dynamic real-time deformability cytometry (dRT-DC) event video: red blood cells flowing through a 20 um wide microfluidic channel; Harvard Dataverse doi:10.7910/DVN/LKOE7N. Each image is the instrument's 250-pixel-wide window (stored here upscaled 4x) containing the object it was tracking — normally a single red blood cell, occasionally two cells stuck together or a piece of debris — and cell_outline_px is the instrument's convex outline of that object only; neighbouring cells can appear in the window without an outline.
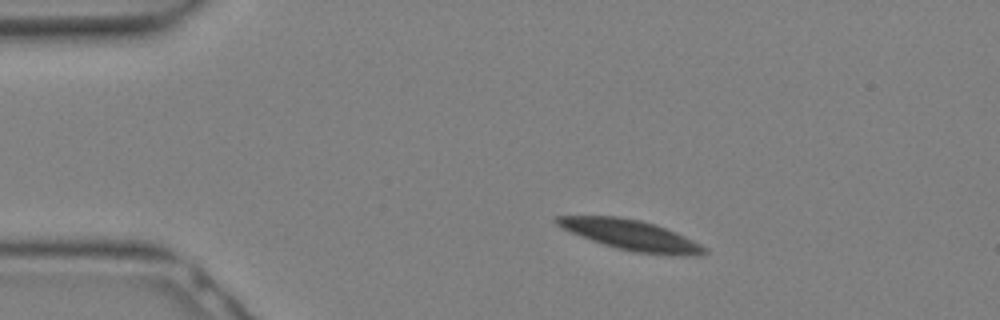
{"species": "Egyptian fruit bat (a non-hibernating species)", "species_latin": "Rousettus aegyptiacus", "temperature_condition": "warm", "stored_images_in_passage": 16, "camera_frame_rate_fps": 3000, "um_per_image_px": 0.085, "animal": {"sex": "female"}, "frame": {"image": 1, "passage_image": 1, "time_ms": 0.0, "image_size_px": [1000, 320], "cell_outline_px": [[708, 252], [700, 256], [672, 256], [632, 252], [616, 248], [592, 240], [572, 232], [556, 224], [552, 220], [556, 216], [616, 216], [640, 220], [664, 228], [684, 236], [708, 248]], "centroid_in_image_um": [53.68, 20.01], "position_along_channel_um": 31.3, "area_um2": 25.89}}
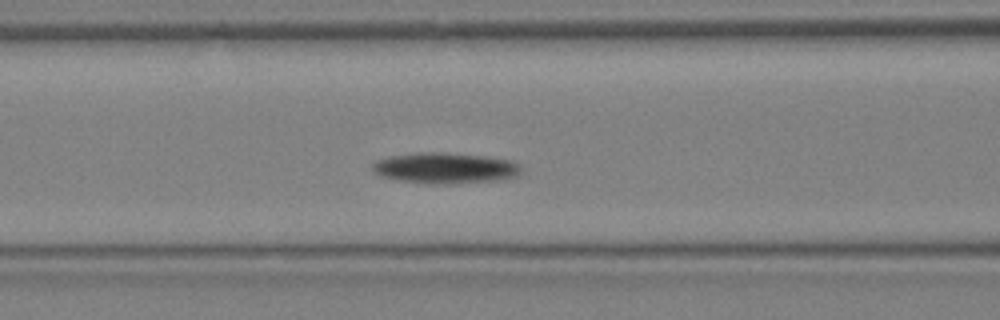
{"frame": {"image": 2, "passage_image": 8, "time_ms": 2.333, "image_size_px": [1000, 320], "cell_outline_px": [[520, 176], [504, 180], [448, 184], [432, 184], [396, 180], [380, 176], [372, 172], [372, 164], [376, 160], [388, 156], [416, 152], [444, 152], [488, 156], [512, 160], [520, 164]], "centroid_in_image_um": [37.85, 14.28], "position_along_channel_um": 128.7, "area_um2": 27.46}}
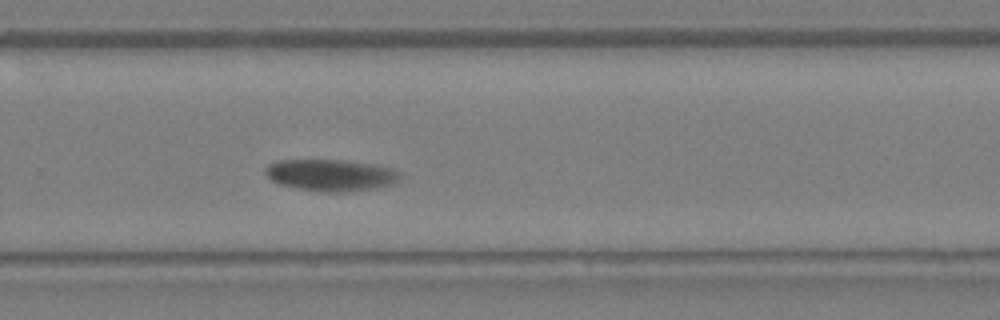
{"frame": {"image": 3, "passage_image": 16, "time_ms": 5.0, "image_size_px": [1000, 320], "cell_outline_px": [[400, 176], [392, 184], [376, 188], [348, 192], [320, 192], [296, 188], [280, 184], [272, 180], [264, 172], [264, 168], [268, 164], [276, 160], [344, 160], [376, 164], [392, 168], [400, 172]], "centroid_in_image_um": [28.11, 14.88], "position_along_channel_um": 301.7, "area_um2": 25.09}}